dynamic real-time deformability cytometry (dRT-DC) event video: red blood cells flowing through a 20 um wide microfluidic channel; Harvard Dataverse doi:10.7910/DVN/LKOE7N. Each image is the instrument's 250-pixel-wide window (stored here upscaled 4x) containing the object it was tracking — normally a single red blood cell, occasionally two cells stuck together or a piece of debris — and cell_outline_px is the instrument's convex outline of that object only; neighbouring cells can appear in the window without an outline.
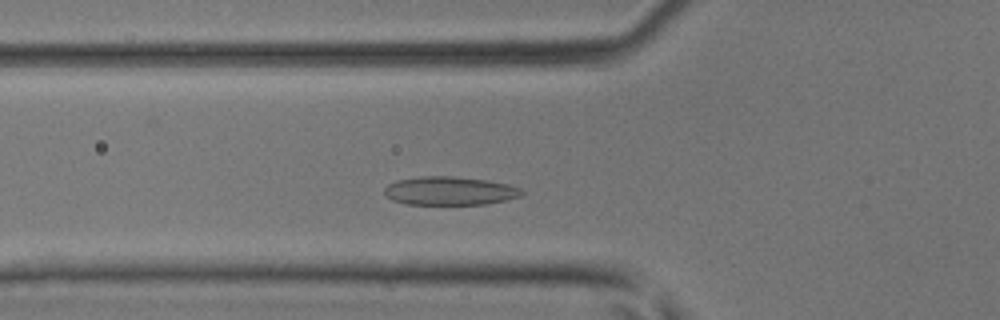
{"species": "common noctule bat (a hibernating species)", "species_latin": "Nyctalus noctula", "temperature_condition": "room temperature", "stored_images_in_passage": 40, "camera_frame_rate_fps": 3000, "um_per_image_px": 0.085, "animal": {"sex": "male", "body_mass_g": 17.9, "forearm_length_mm": 54.2}, "frame": {"image": 1, "passage_image": 10, "time_ms": 3.0, "image_size_px": [1000, 320], "cell_outline_px": [[524, 192], [520, 196], [504, 200], [484, 204], [404, 204], [392, 200], [384, 192], [384, 188], [388, 184], [396, 180], [420, 176], [452, 176], [488, 180], [508, 184], [520, 188]], "centroid_in_image_um": [38.2, 16.21], "position_along_channel_um": 87.6, "area_um2": 22.77}}
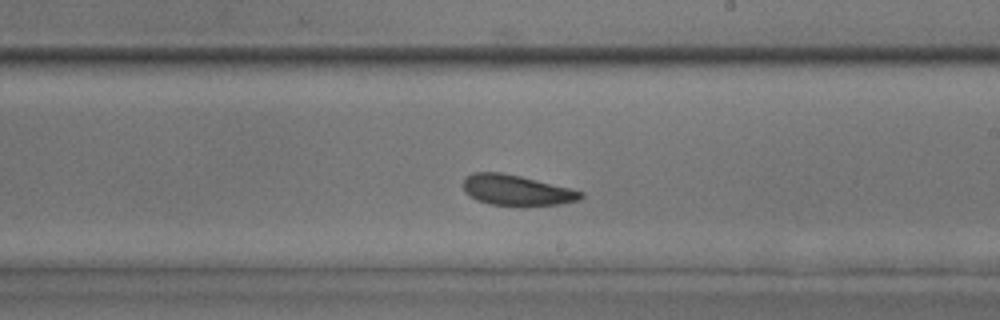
{"frame": {"image": 2, "passage_image": 21, "time_ms": 6.667, "image_size_px": [1000, 320], "cell_outline_px": [[584, 196], [580, 200], [560, 204], [488, 204], [476, 200], [464, 192], [464, 176], [472, 172], [500, 172], [520, 176], [584, 192]], "centroid_in_image_um": [43.86, 16.14], "position_along_channel_um": 245.1, "area_um2": 20.46}}
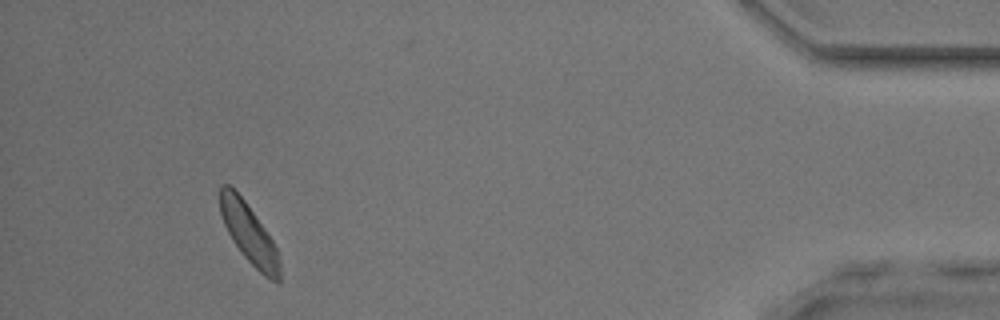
{"frame": {"image": 3, "passage_image": 37, "time_ms": 12.0, "image_size_px": [1000, 320], "cell_outline_px": [[280, 280], [272, 280], [264, 276], [244, 256], [232, 240], [224, 224], [220, 212], [220, 184], [228, 184], [244, 200], [264, 228], [272, 240], [276, 248], [280, 264]], "centroid_in_image_um": [21.15, 19.85], "position_along_channel_um": 414.1, "area_um2": 20.17}}